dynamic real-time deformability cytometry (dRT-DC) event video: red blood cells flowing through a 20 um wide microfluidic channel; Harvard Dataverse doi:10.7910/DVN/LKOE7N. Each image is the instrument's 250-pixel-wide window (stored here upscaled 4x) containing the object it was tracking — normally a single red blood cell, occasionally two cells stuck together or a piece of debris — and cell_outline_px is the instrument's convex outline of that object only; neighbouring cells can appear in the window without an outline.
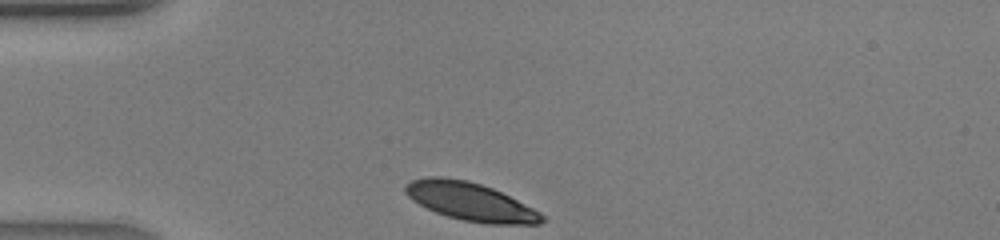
{"species": "human", "species_latin": "Homo sapiens", "temperature_condition": "warm", "stored_images_in_passage": 25, "camera_frame_rate_fps": 3000, "um_per_image_px": 0.085, "donor": {"sex": "male"}, "frame": {"image": 1, "passage_image": 1, "time_ms": 0.0, "image_size_px": [1000, 240], "cell_outline_px": [[548, 220], [540, 224], [488, 224], [464, 220], [448, 216], [436, 212], [412, 200], [404, 192], [404, 184], [412, 180], [428, 176], [440, 176], [468, 180], [492, 188], [540, 212]], "centroid_in_image_um": [39.97, 17.13], "position_along_channel_um": 45.0, "area_um2": 30.17}}
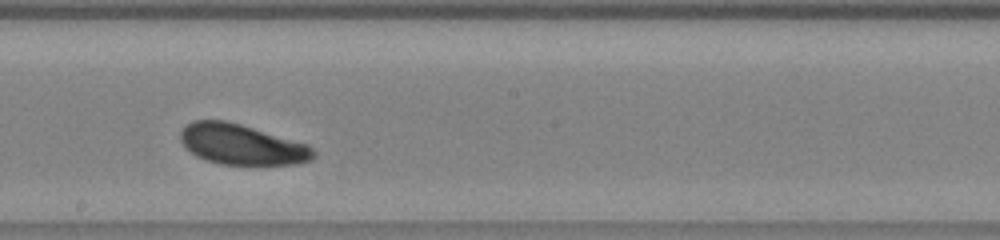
{"frame": {"image": 2, "passage_image": 14, "time_ms": 4.333, "image_size_px": [1000, 240], "cell_outline_px": [[316, 156], [312, 160], [296, 164], [220, 164], [196, 156], [184, 148], [180, 140], [180, 132], [188, 124], [196, 120], [224, 120], [240, 124], [308, 144], [316, 152]], "centroid_in_image_um": [20.55, 12.28], "position_along_channel_um": 227.6, "area_um2": 31.21}}
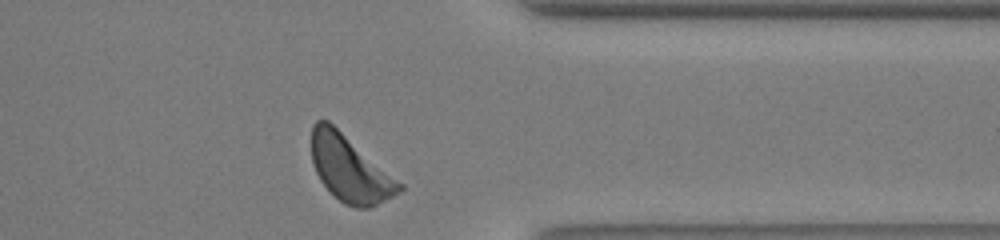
{"frame": {"image": 3, "passage_image": 24, "time_ms": 7.667, "image_size_px": [1000, 240], "cell_outline_px": [[404, 188], [400, 192], [372, 208], [356, 208], [344, 204], [320, 180], [312, 164], [312, 124], [316, 120], [328, 120], [404, 184]], "centroid_in_image_um": [29.76, 14.35], "position_along_channel_um": 381.6, "area_um2": 33.7}}